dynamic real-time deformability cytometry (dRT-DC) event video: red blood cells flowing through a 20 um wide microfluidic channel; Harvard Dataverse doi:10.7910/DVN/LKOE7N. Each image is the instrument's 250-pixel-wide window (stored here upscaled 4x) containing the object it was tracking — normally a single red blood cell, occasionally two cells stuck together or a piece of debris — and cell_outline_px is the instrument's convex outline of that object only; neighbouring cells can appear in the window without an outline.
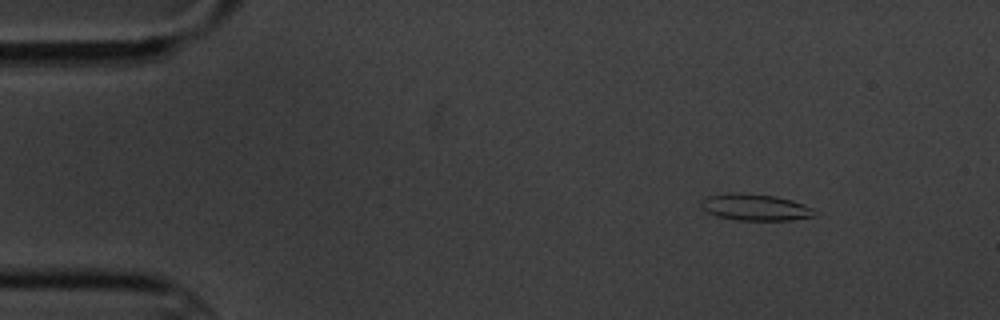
{"species": "common noctule bat (a hibernating species)", "species_latin": "Nyctalus noctula", "temperature_condition": "cold", "stored_images_in_passage": 4, "camera_frame_rate_fps": 3000, "um_per_image_px": 0.085, "animal": {"sex": "male", "body_mass_g": 20.1, "forearm_length_mm": 53.5}, "frame": {"image": 1, "passage_image": 1, "time_ms": 0.0, "image_size_px": [1000, 320], "cell_outline_px": [[820, 212], [816, 216], [792, 220], [736, 220], [716, 216], [708, 212], [700, 204], [708, 196], [728, 192], [744, 192], [776, 196], [792, 200], [804, 204]], "centroid_in_image_um": [64.26, 17.61], "position_along_channel_um": 20.7, "area_um2": 17.8}}